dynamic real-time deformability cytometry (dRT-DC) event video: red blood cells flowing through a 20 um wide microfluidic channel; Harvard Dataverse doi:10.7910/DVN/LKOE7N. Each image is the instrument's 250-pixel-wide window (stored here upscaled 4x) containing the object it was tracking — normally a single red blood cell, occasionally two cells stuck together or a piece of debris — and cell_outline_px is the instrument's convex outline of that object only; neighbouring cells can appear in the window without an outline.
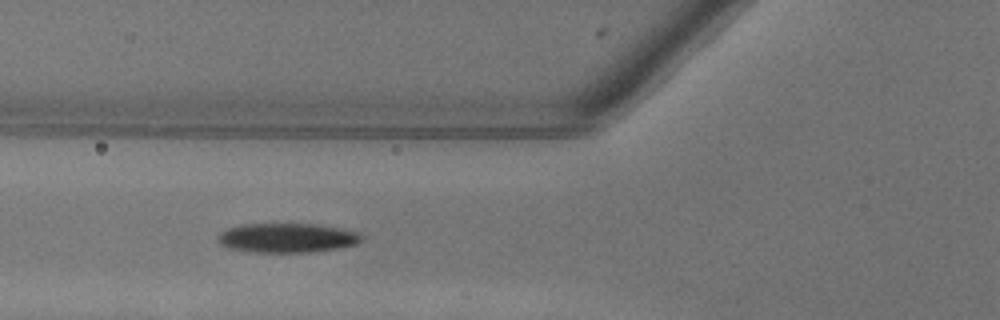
{"species": "common noctule bat (a hibernating species)", "species_latin": "Nyctalus noctula", "temperature_condition": "warm", "stored_images_in_passage": 30, "camera_frame_rate_fps": 3000, "um_per_image_px": 0.085, "animal": {"sex": "female"}, "frame": {"image": 1, "passage_image": 5, "time_ms": 1.333, "image_size_px": [1000, 320], "cell_outline_px": [[364, 236], [356, 244], [340, 248], [312, 252], [252, 252], [228, 248], [220, 244], [220, 232], [228, 228], [244, 224], [316, 224], [360, 232]], "centroid_in_image_um": [24.44, 20.22], "position_along_channel_um": 101.4, "area_um2": 24.51}, "authors_computed_cell_mechanics": {"area_um2": 25.3453, "velocity_mm_per_s": 4.084, "shape_relaxation_time_tau1_ms": 2.7383, "shape_relaxation_time_tau2_ms": 6.0347, "deformation_change_tau1": 0.155, "deformation_change_tau2": 0.0985}}